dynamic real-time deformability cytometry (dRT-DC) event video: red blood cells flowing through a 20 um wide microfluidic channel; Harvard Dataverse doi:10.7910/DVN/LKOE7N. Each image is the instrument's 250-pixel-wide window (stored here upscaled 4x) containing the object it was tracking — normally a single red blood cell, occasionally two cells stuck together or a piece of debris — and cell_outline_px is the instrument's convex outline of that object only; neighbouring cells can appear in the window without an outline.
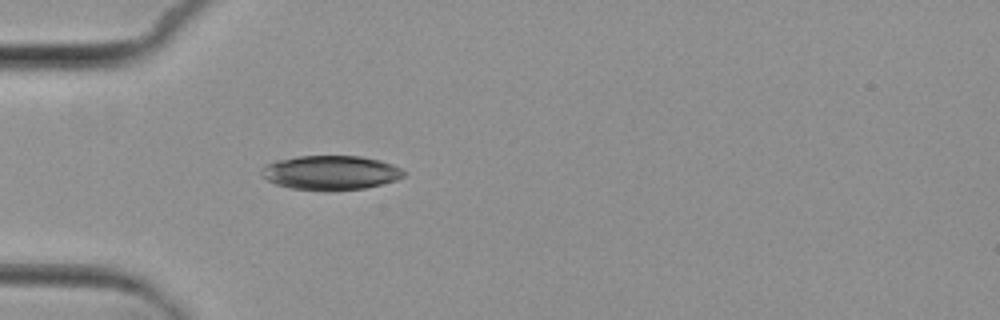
{"species": "common noctule bat (a hibernating species)", "species_latin": "Nyctalus noctula", "temperature_condition": "cold", "stored_images_in_passage": 5, "camera_frame_rate_fps": 3000, "um_per_image_px": 0.085, "animal": {"sex": "female", "body_mass_g": 29.2, "forearm_length_mm": 56.3}, "frame": {"image": 1, "passage_image": 5, "time_ms": 5.333, "image_size_px": [1000, 320], "cell_outline_px": [[404, 176], [396, 180], [364, 188], [328, 192], [292, 188], [276, 184], [268, 180], [260, 172], [264, 164], [276, 160], [300, 156], [360, 156], [380, 160], [392, 164], [400, 168], [404, 172]], "centroid_in_image_um": [28.09, 14.68], "position_along_channel_um": 56.9, "area_um2": 28.55}}